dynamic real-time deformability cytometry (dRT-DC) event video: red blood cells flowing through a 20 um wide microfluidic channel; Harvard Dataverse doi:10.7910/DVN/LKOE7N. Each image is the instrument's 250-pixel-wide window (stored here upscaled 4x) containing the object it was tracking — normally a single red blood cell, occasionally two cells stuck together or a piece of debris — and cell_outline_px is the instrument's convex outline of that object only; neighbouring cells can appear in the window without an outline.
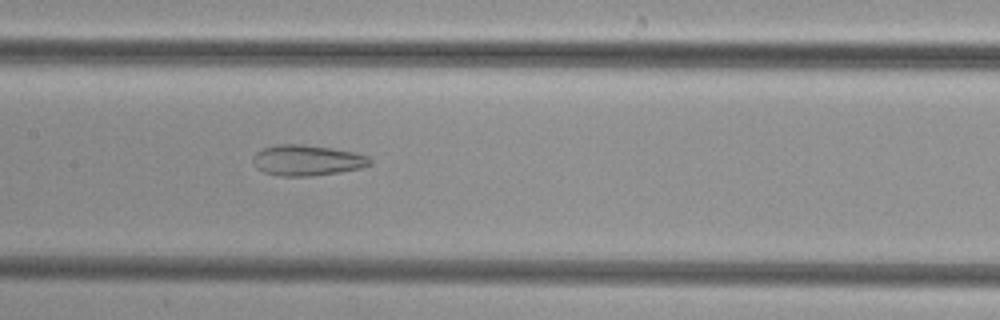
{"species": "common noctule bat (a hibernating species)", "species_latin": "Nyctalus noctula", "temperature_condition": "cold", "stored_images_in_passage": 30, "camera_frame_rate_fps": 3000, "um_per_image_px": 0.085, "animal": {"sex": "female", "body_mass_g": 29.2, "forearm_length_mm": 56.3}, "frame": {"image": 1, "passage_image": 18, "time_ms": 5.667, "image_size_px": [1000, 320], "cell_outline_px": [[372, 164], [360, 168], [340, 172], [312, 176], [280, 176], [264, 172], [256, 168], [252, 160], [256, 152], [264, 148], [280, 144], [300, 144], [332, 148], [352, 152], [368, 156], [372, 160]], "centroid_in_image_um": [26.1, 13.63], "position_along_channel_um": 181.3, "area_um2": 20.87}}
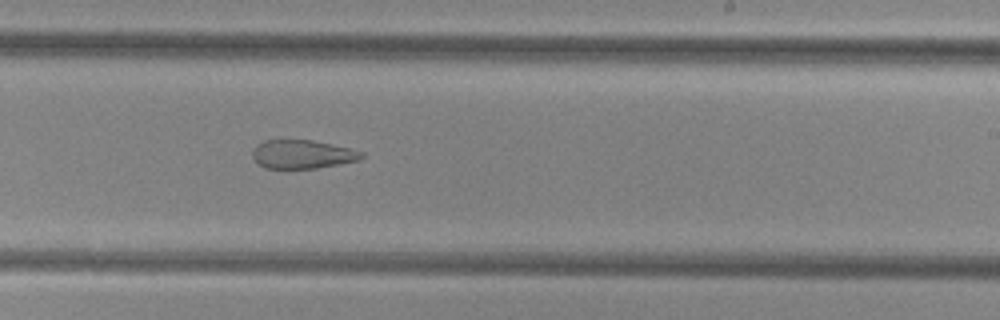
{"frame": {"image": 2, "passage_image": 24, "time_ms": 7.667, "image_size_px": [1000, 320], "cell_outline_px": [[364, 156], [360, 160], [316, 168], [264, 168], [252, 156], [252, 148], [256, 144], [264, 140], [312, 140], [348, 148], [364, 152]], "centroid_in_image_um": [25.68, 13.11], "position_along_channel_um": 263.3, "area_um2": 18.09}}
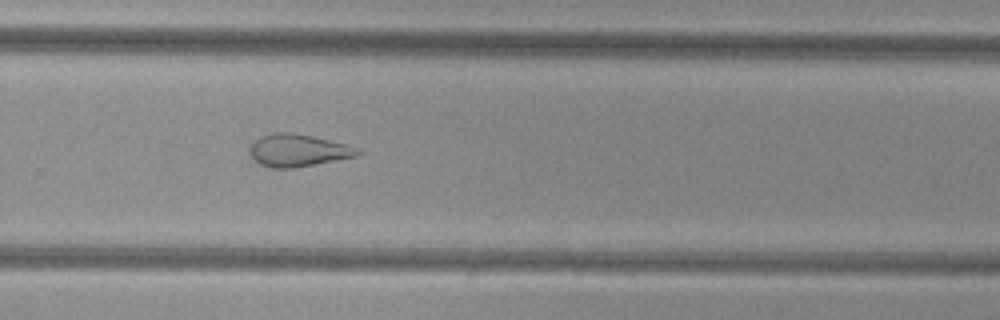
{"frame": {"image": 3, "passage_image": 27, "time_ms": 8.667, "image_size_px": [1000, 320], "cell_outline_px": [[360, 152], [356, 156], [296, 168], [268, 168], [260, 164], [252, 156], [248, 148], [260, 136], [272, 132], [292, 132], [312, 136], [348, 144], [360, 148]], "centroid_in_image_um": [25.33, 12.78], "position_along_channel_um": 304.5, "area_um2": 20.46}}